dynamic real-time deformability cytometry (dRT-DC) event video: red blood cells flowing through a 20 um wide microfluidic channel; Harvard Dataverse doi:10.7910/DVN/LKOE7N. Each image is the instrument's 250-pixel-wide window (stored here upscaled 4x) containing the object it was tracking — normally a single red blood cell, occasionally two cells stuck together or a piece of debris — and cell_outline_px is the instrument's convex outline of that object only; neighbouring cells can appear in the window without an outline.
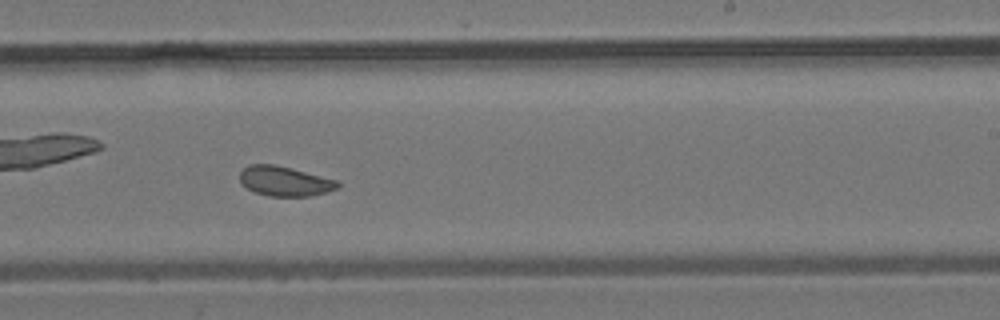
{"species": "common noctule bat (a hibernating species)", "species_latin": "Nyctalus noctula", "temperature_condition": "room temperature", "stored_images_in_passage": 46, "camera_frame_rate_fps": 3000, "um_per_image_px": 0.085, "animal": {"sex": "male", "body_mass_g": 19.2, "forearm_length_mm": 51.8}, "frame": {"image": 1, "passage_image": 27, "time_ms": 8.667, "image_size_px": [1000, 320], "cell_outline_px": [[340, 188], [328, 192], [308, 196], [268, 196], [256, 192], [248, 188], [240, 180], [240, 172], [248, 164], [272, 164], [292, 168], [340, 180]], "centroid_in_image_um": [24.27, 15.39], "position_along_channel_um": 264.7, "area_um2": 17.11}}
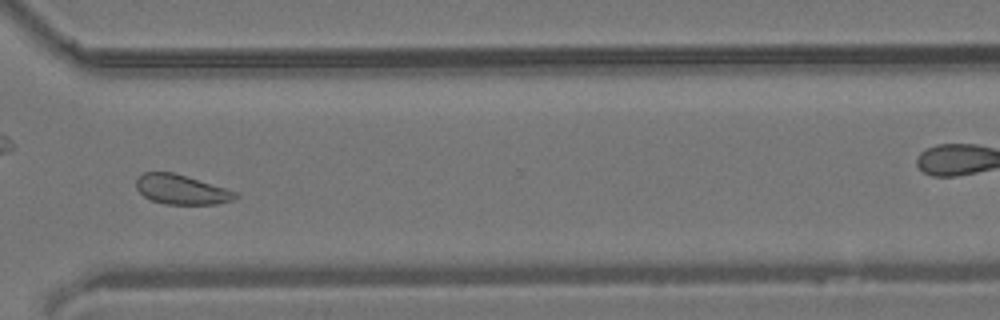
{"frame": {"image": 2, "passage_image": 33, "time_ms": 10.667, "image_size_px": [1000, 320], "cell_outline_px": [[240, 196], [232, 200], [216, 204], [168, 204], [152, 200], [144, 196], [136, 188], [136, 180], [144, 172], [172, 172], [240, 192]], "centroid_in_image_um": [15.46, 16.11], "position_along_channel_um": 355.1, "area_um2": 17.05}}